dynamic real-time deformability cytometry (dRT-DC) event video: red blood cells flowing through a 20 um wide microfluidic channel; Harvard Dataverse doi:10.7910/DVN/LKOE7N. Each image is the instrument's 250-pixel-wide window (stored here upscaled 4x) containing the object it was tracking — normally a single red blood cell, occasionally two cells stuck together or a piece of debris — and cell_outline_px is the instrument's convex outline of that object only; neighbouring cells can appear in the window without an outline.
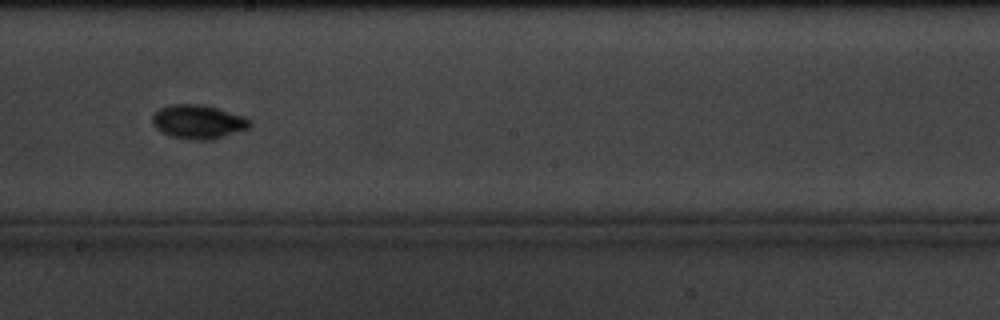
{"species": "common noctule bat (a hibernating species)", "species_latin": "Nyctalus noctula", "temperature_condition": "cold", "stored_images_in_passage": 12, "camera_frame_rate_fps": 3000, "um_per_image_px": 0.085, "animal": {"sex": "male", "body_mass_g": 20.1, "forearm_length_mm": 53.5}, "frame": {"image": 1, "passage_image": 9, "time_ms": 10.333, "image_size_px": [1000, 320], "cell_outline_px": [[252, 124], [248, 128], [208, 140], [196, 140], [168, 136], [160, 132], [152, 124], [152, 116], [160, 108], [168, 104], [200, 104], [216, 108], [244, 116], [252, 120]], "centroid_in_image_um": [16.8, 10.34], "position_along_channel_um": 231.4, "area_um2": 19.19}}